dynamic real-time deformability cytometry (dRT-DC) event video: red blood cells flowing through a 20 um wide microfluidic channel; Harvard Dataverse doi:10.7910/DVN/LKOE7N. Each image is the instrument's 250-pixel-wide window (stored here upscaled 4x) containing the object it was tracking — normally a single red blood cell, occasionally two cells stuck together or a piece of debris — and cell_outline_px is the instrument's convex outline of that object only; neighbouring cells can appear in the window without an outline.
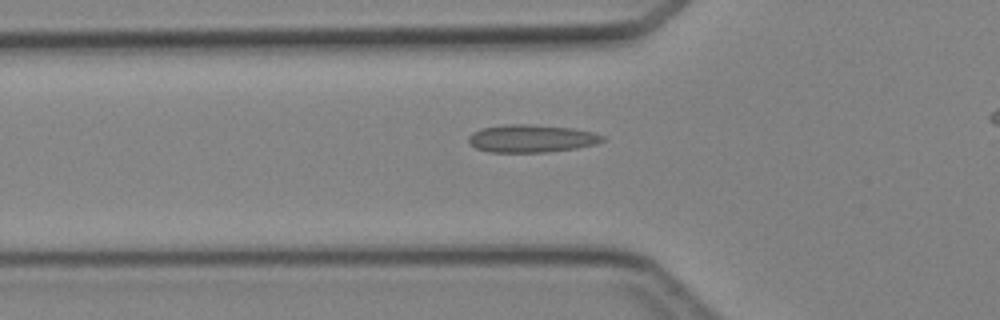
{"species": "Egyptian fruit bat (a non-hibernating species)", "species_latin": "Rousettus aegyptiacus", "temperature_condition": "cold", "stored_images_in_passage": 38, "camera_frame_rate_fps": 3000, "um_per_image_px": 0.085, "animal": {"sex": "female"}, "frame": {"image": 1, "passage_image": 13, "time_ms": 4.0, "image_size_px": [1000, 320], "cell_outline_px": [[604, 140], [596, 144], [576, 148], [548, 152], [488, 152], [476, 148], [468, 140], [468, 136], [472, 132], [480, 128], [504, 124], [532, 124], [572, 128], [592, 132], [604, 136]], "centroid_in_image_um": [45.15, 11.76], "position_along_channel_um": 80.7, "area_um2": 21.73}}
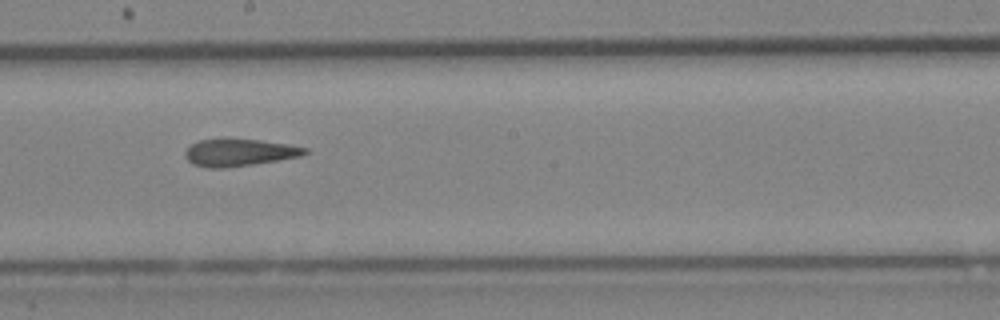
{"frame": {"image": 2, "passage_image": 23, "time_ms": 7.333, "image_size_px": [1000, 320], "cell_outline_px": [[308, 152], [300, 156], [252, 164], [224, 168], [208, 168], [192, 164], [184, 156], [184, 152], [192, 144], [200, 140], [260, 140], [288, 144], [308, 148]], "centroid_in_image_um": [20.32, 12.98], "position_along_channel_um": 227.9, "area_um2": 18.55}}
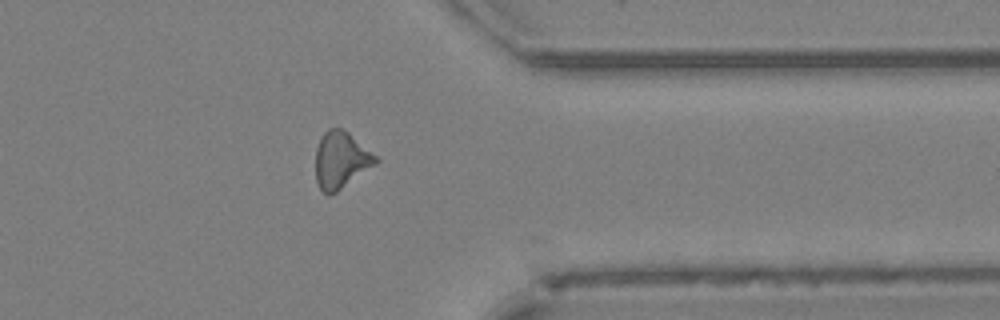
{"frame": {"image": 3, "passage_image": 34, "time_ms": 11.0, "image_size_px": [1000, 320], "cell_outline_px": [[380, 160], [376, 164], [336, 192], [328, 196], [320, 188], [316, 180], [316, 148], [324, 132], [328, 128], [340, 128], [348, 132], [376, 156]], "centroid_in_image_um": [28.97, 13.61], "position_along_channel_um": 382.4, "area_um2": 19.59}}